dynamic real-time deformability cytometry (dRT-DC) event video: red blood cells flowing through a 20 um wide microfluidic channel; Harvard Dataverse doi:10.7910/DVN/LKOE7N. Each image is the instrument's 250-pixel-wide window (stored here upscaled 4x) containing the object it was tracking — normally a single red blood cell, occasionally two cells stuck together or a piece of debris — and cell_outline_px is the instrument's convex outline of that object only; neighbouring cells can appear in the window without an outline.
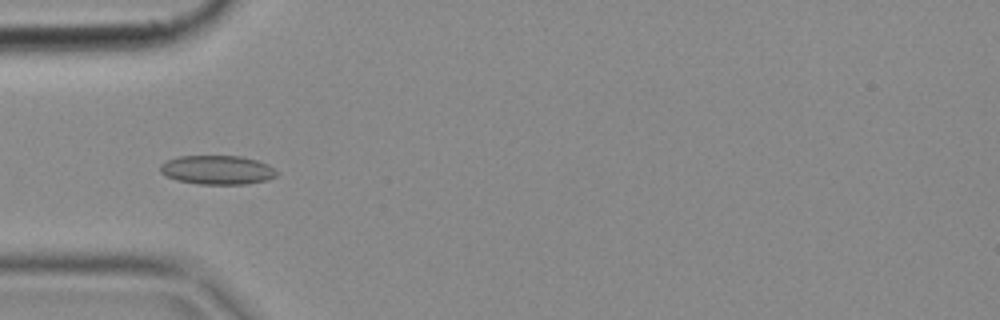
{"species": "common noctule bat (a hibernating species)", "species_latin": "Nyctalus noctula", "temperature_condition": "cold", "stored_images_in_passage": 5, "camera_frame_rate_fps": 3000, "um_per_image_px": 0.085, "animal": {"sex": "female", "body_mass_g": 18.4}, "frame": {"image": 1, "passage_image": 3, "time_ms": 0.667, "image_size_px": [1000, 320], "cell_outline_px": [[280, 172], [276, 176], [268, 180], [244, 184], [200, 184], [176, 180], [160, 172], [160, 164], [168, 160], [180, 156], [240, 156], [256, 160], [268, 164]], "centroid_in_image_um": [18.5, 14.44], "position_along_channel_um": 66.5, "area_um2": 19.71}}
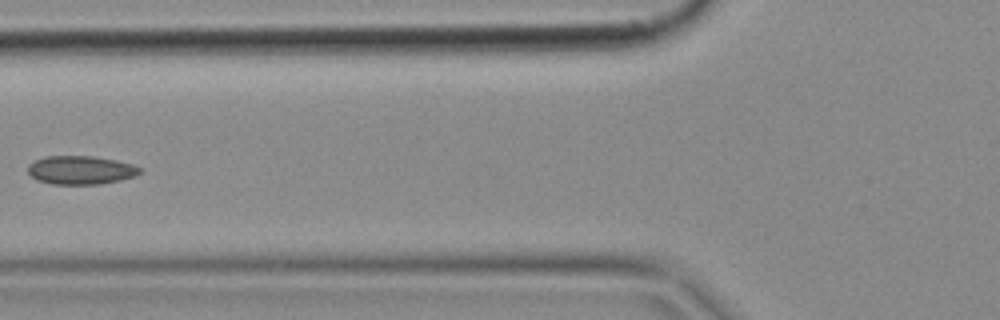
{"frame": {"image": 2, "passage_image": 4, "time_ms": 1.0, "image_size_px": [1000, 320], "cell_outline_px": [[144, 168], [136, 176], [120, 180], [100, 184], [52, 184], [36, 180], [28, 172], [28, 164], [44, 156], [92, 156], [116, 160], [132, 164]], "centroid_in_image_um": [6.88, 14.45], "position_along_channel_um": 118.9, "area_um2": 18.73}}
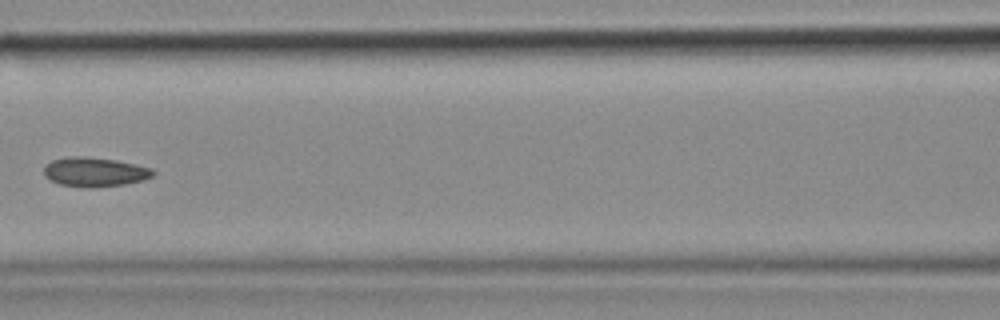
{"frame": {"image": 3, "passage_image": 5, "time_ms": 1.333, "image_size_px": [1000, 320], "cell_outline_px": [[156, 172], [152, 176], [144, 180], [124, 184], [92, 188], [88, 188], [60, 184], [48, 180], [44, 176], [44, 168], [52, 160], [68, 156], [84, 156], [116, 160], [136, 164], [152, 168]], "centroid_in_image_um": [8.05, 14.62], "position_along_channel_um": 158.5, "area_um2": 18.79}}